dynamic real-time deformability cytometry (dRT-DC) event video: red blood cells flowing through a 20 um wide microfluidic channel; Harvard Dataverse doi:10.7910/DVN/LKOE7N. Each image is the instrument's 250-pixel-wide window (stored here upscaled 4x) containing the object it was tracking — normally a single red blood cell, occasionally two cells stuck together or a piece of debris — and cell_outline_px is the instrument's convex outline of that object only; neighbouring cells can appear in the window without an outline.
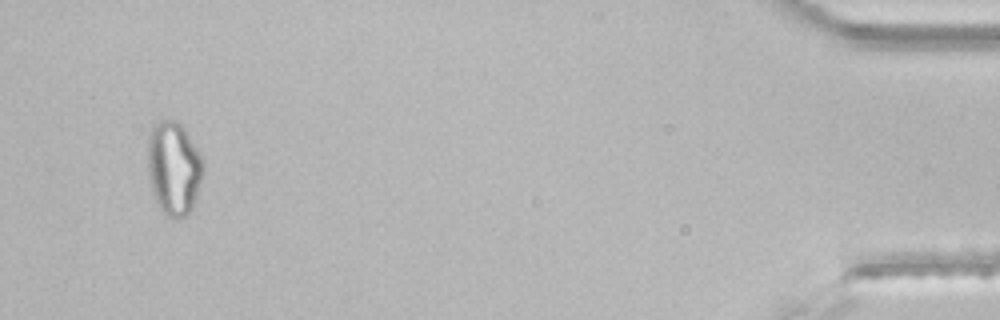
{"species": "common noctule bat (a hibernating species)", "species_latin": "Nyctalus noctula", "temperature_condition": "room temperature", "stored_images_in_passage": 36, "segment_of_instrument_passage": [2, 2], "camera_frame_rate_fps": 3000, "um_per_image_px": 0.085, "animal": {"sex": "male", "body_mass_g": 21.5, "forearm_length_mm": 52.0}, "frame": {"image": 1, "passage_image": 34, "time_ms": 11.0, "image_size_px": [1000, 320], "cell_outline_px": [[204, 168], [192, 212], [180, 220], [176, 220], [164, 216], [152, 192], [148, 176], [148, 140], [152, 128], [160, 120], [176, 120], [184, 128], [204, 160]], "centroid_in_image_um": [14.78, 14.36], "position_along_channel_um": 420.4, "area_um2": 30.58}}